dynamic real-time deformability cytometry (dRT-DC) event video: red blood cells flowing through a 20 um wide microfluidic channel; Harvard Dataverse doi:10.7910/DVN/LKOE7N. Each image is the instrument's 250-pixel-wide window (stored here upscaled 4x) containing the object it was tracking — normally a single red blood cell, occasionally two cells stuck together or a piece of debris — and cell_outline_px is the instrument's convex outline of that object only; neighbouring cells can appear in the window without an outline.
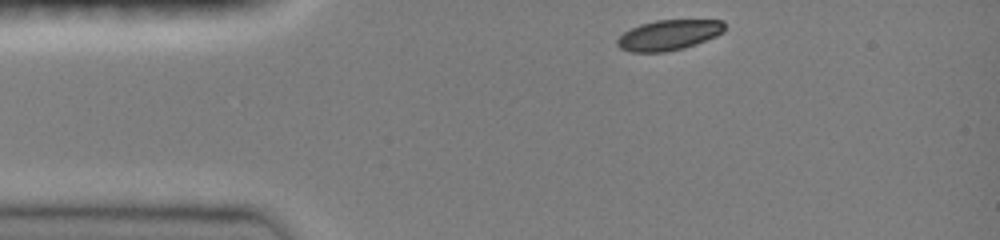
{"species": "common noctule bat (a hibernating species)", "species_latin": "Nyctalus noctula", "temperature_condition": "room temperature", "stored_images_in_passage": 17, "camera_frame_rate_fps": 3000, "um_per_image_px": 0.085, "animal": {"sex": "female", "body_mass_g": 19.0, "forearm_length_mm": 51.5}, "frame": {"image": 1, "passage_image": 1, "time_ms": 0.0, "image_size_px": [1000, 240], "cell_outline_px": [[724, 32], [716, 36], [696, 44], [684, 48], [664, 52], [628, 52], [620, 48], [616, 44], [616, 40], [624, 32], [640, 24], [656, 20], [724, 20]], "centroid_in_image_um": [56.83, 2.98], "position_along_channel_um": 28.2, "area_um2": 19.02}}
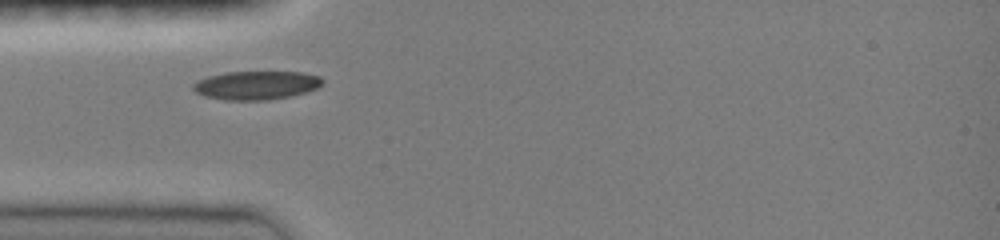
{"frame": {"image": 2, "passage_image": 16, "time_ms": 2.0, "image_size_px": [1000, 240], "cell_outline_px": [[324, 84], [316, 88], [304, 92], [288, 96], [268, 100], [224, 100], [204, 96], [196, 92], [192, 88], [192, 84], [208, 76], [224, 72], [300, 72], [320, 76], [324, 80]], "centroid_in_image_um": [21.78, 7.24], "position_along_channel_um": 63.2, "area_um2": 21.5}}